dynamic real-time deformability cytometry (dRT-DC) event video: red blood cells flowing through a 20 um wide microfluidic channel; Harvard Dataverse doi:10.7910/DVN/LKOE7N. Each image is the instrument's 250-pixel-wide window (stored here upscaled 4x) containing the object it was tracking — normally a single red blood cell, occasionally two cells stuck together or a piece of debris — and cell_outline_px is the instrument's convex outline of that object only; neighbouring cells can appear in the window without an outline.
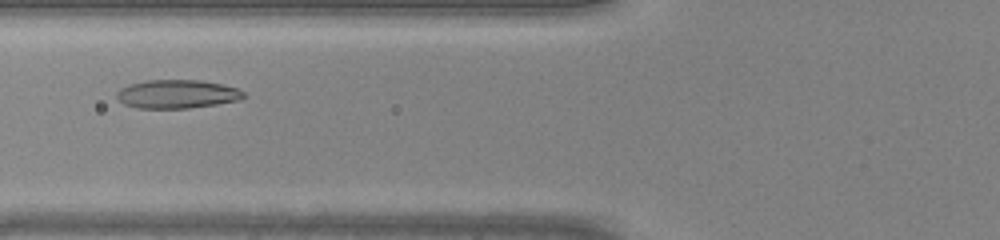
{"species": "common noctule bat (a hibernating species)", "species_latin": "Nyctalus noctula", "temperature_condition": "warm", "stored_images_in_passage": 31, "camera_frame_rate_fps": 3000, "um_per_image_px": 0.085, "animal": {"sex": "male", "body_mass_g": 20.0, "forearm_length_mm": 53.3}, "frame": {"image": 1, "passage_image": 10, "time_ms": 3.0, "image_size_px": [1000, 240], "cell_outline_px": [[244, 96], [240, 100], [216, 104], [188, 108], [136, 108], [124, 104], [116, 96], [116, 92], [120, 88], [128, 84], [148, 80], [200, 80], [224, 84], [236, 88], [244, 92]], "centroid_in_image_um": [15.03, 7.99], "position_along_channel_um": 110.8, "area_um2": 21.15}}
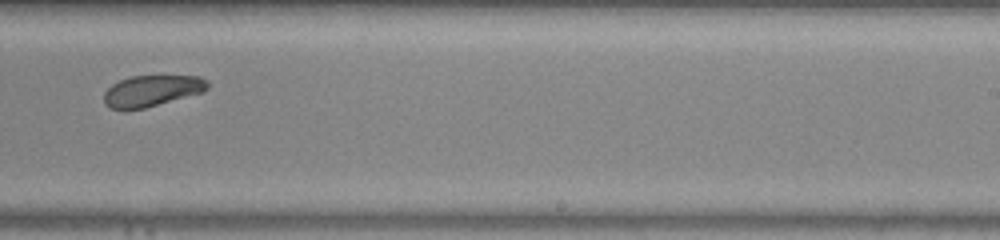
{"frame": {"image": 2, "passage_image": 21, "time_ms": 6.667, "image_size_px": [1000, 240], "cell_outline_px": [[208, 88], [204, 92], [144, 108], [108, 108], [104, 104], [104, 92], [112, 84], [120, 80], [132, 76], [200, 76], [208, 80]], "centroid_in_image_um": [12.93, 7.7], "position_along_channel_um": 276.1, "area_um2": 18.67}}
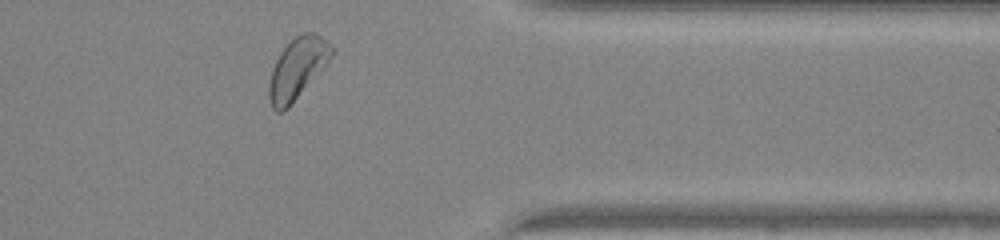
{"frame": {"image": 3, "passage_image": 29, "time_ms": 9.333, "image_size_px": [1000, 240], "cell_outline_px": [[332, 56], [324, 68], [288, 108], [284, 112], [276, 112], [272, 108], [268, 96], [268, 84], [272, 68], [280, 52], [296, 36], [304, 32], [316, 32], [332, 44]], "centroid_in_image_um": [25.27, 5.83], "position_along_channel_um": 386.1, "area_um2": 22.37}}